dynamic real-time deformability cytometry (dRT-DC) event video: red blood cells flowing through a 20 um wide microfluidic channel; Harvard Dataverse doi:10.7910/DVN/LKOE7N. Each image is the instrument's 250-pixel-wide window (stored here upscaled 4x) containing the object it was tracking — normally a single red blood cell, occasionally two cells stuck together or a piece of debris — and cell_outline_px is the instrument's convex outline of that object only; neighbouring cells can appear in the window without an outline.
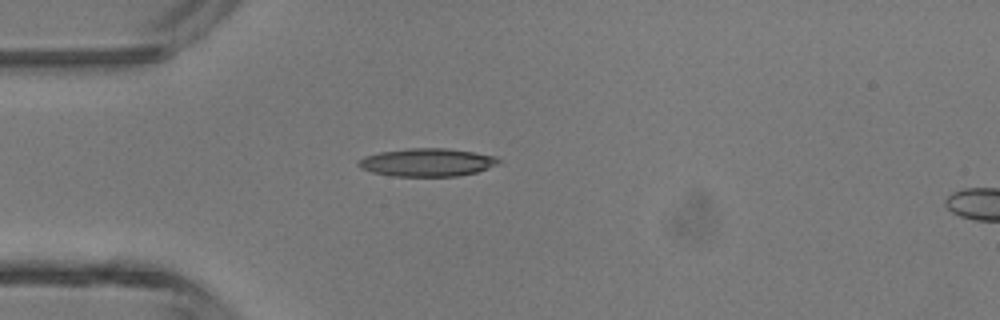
{"species": "common noctule bat (a hibernating species)", "species_latin": "Nyctalus noctula", "temperature_condition": "room temperature", "stored_images_in_passage": 4, "camera_frame_rate_fps": 3000, "um_per_image_px": 0.085, "animal": {"sex": "male", "body_mass_g": 13.3}, "frame": {"image": 1, "passage_image": 3, "time_ms": 0.667, "image_size_px": [1000, 320], "cell_outline_px": [[500, 164], [476, 172], [456, 176], [392, 176], [372, 172], [360, 168], [356, 164], [356, 160], [364, 156], [380, 152], [412, 148], [448, 148], [496, 156], [500, 160]], "centroid_in_image_um": [36.28, 13.8], "position_along_channel_um": 48.7, "area_um2": 22.95}}